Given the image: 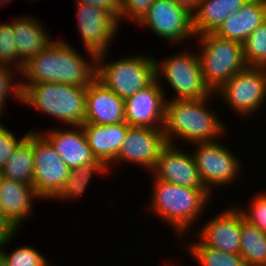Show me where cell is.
<instances>
[{
  "label": "cell",
  "instance_id": "f546056e",
  "mask_svg": "<svg viewBox=\"0 0 266 266\" xmlns=\"http://www.w3.org/2000/svg\"><path fill=\"white\" fill-rule=\"evenodd\" d=\"M0 65L21 71V58L18 56L10 22L0 24Z\"/></svg>",
  "mask_w": 266,
  "mask_h": 266
},
{
  "label": "cell",
  "instance_id": "5bb4252c",
  "mask_svg": "<svg viewBox=\"0 0 266 266\" xmlns=\"http://www.w3.org/2000/svg\"><path fill=\"white\" fill-rule=\"evenodd\" d=\"M232 205V206H231ZM192 233L203 245L221 252L239 254L241 246V211L231 204ZM197 230V231H196Z\"/></svg>",
  "mask_w": 266,
  "mask_h": 266
},
{
  "label": "cell",
  "instance_id": "5b68a950",
  "mask_svg": "<svg viewBox=\"0 0 266 266\" xmlns=\"http://www.w3.org/2000/svg\"><path fill=\"white\" fill-rule=\"evenodd\" d=\"M107 55L97 56L96 78L120 98L131 97L156 80L155 57L150 53L128 54L114 61L107 60Z\"/></svg>",
  "mask_w": 266,
  "mask_h": 266
},
{
  "label": "cell",
  "instance_id": "f35d334b",
  "mask_svg": "<svg viewBox=\"0 0 266 266\" xmlns=\"http://www.w3.org/2000/svg\"><path fill=\"white\" fill-rule=\"evenodd\" d=\"M13 0H0V5L4 7V5L6 6V4H10V2H12Z\"/></svg>",
  "mask_w": 266,
  "mask_h": 266
},
{
  "label": "cell",
  "instance_id": "ba28073f",
  "mask_svg": "<svg viewBox=\"0 0 266 266\" xmlns=\"http://www.w3.org/2000/svg\"><path fill=\"white\" fill-rule=\"evenodd\" d=\"M219 140L192 144V148H195L191 153L199 176L211 194L215 188L221 186L229 188L231 184L239 182L240 173L244 172L240 156L232 152V148L225 145V142Z\"/></svg>",
  "mask_w": 266,
  "mask_h": 266
},
{
  "label": "cell",
  "instance_id": "d590c367",
  "mask_svg": "<svg viewBox=\"0 0 266 266\" xmlns=\"http://www.w3.org/2000/svg\"><path fill=\"white\" fill-rule=\"evenodd\" d=\"M15 232L16 230L0 214V246Z\"/></svg>",
  "mask_w": 266,
  "mask_h": 266
},
{
  "label": "cell",
  "instance_id": "9a60e30c",
  "mask_svg": "<svg viewBox=\"0 0 266 266\" xmlns=\"http://www.w3.org/2000/svg\"><path fill=\"white\" fill-rule=\"evenodd\" d=\"M163 89V82L155 80L151 85L125 99L126 123L130 126L162 129L167 100Z\"/></svg>",
  "mask_w": 266,
  "mask_h": 266
},
{
  "label": "cell",
  "instance_id": "d6a6232c",
  "mask_svg": "<svg viewBox=\"0 0 266 266\" xmlns=\"http://www.w3.org/2000/svg\"><path fill=\"white\" fill-rule=\"evenodd\" d=\"M154 1L155 0H121L119 25L121 26L124 19L125 21L134 22L133 24L137 25L147 14Z\"/></svg>",
  "mask_w": 266,
  "mask_h": 266
},
{
  "label": "cell",
  "instance_id": "6da1fadb",
  "mask_svg": "<svg viewBox=\"0 0 266 266\" xmlns=\"http://www.w3.org/2000/svg\"><path fill=\"white\" fill-rule=\"evenodd\" d=\"M85 52L88 57L63 38H56L46 49L24 63L20 76L24 79L21 81L22 90L28 84L40 82L88 87L96 78L97 56L88 50Z\"/></svg>",
  "mask_w": 266,
  "mask_h": 266
},
{
  "label": "cell",
  "instance_id": "8fae6325",
  "mask_svg": "<svg viewBox=\"0 0 266 266\" xmlns=\"http://www.w3.org/2000/svg\"><path fill=\"white\" fill-rule=\"evenodd\" d=\"M32 150L33 187L40 199H53L63 187L70 169L40 132L32 131Z\"/></svg>",
  "mask_w": 266,
  "mask_h": 266
},
{
  "label": "cell",
  "instance_id": "7a4b0ae2",
  "mask_svg": "<svg viewBox=\"0 0 266 266\" xmlns=\"http://www.w3.org/2000/svg\"><path fill=\"white\" fill-rule=\"evenodd\" d=\"M214 97L215 93L204 99H167L162 127L166 142L179 145L183 141L191 145L223 139L227 126L209 109V101Z\"/></svg>",
  "mask_w": 266,
  "mask_h": 266
},
{
  "label": "cell",
  "instance_id": "60d3db41",
  "mask_svg": "<svg viewBox=\"0 0 266 266\" xmlns=\"http://www.w3.org/2000/svg\"><path fill=\"white\" fill-rule=\"evenodd\" d=\"M2 179H3V175H2V173H1V169H0V185H1V181H2Z\"/></svg>",
  "mask_w": 266,
  "mask_h": 266
},
{
  "label": "cell",
  "instance_id": "4316f807",
  "mask_svg": "<svg viewBox=\"0 0 266 266\" xmlns=\"http://www.w3.org/2000/svg\"><path fill=\"white\" fill-rule=\"evenodd\" d=\"M186 243L185 251L197 266H246L240 254L226 253L203 245L197 238ZM196 239V240H195Z\"/></svg>",
  "mask_w": 266,
  "mask_h": 266
},
{
  "label": "cell",
  "instance_id": "1f68e13d",
  "mask_svg": "<svg viewBox=\"0 0 266 266\" xmlns=\"http://www.w3.org/2000/svg\"><path fill=\"white\" fill-rule=\"evenodd\" d=\"M250 199L249 207L247 208L241 207L239 204L235 205H238L237 207L245 220L266 232V189L263 192H258Z\"/></svg>",
  "mask_w": 266,
  "mask_h": 266
},
{
  "label": "cell",
  "instance_id": "9c48e42d",
  "mask_svg": "<svg viewBox=\"0 0 266 266\" xmlns=\"http://www.w3.org/2000/svg\"><path fill=\"white\" fill-rule=\"evenodd\" d=\"M214 93L239 116L258 114L266 103V68L246 67Z\"/></svg>",
  "mask_w": 266,
  "mask_h": 266
},
{
  "label": "cell",
  "instance_id": "484cf974",
  "mask_svg": "<svg viewBox=\"0 0 266 266\" xmlns=\"http://www.w3.org/2000/svg\"><path fill=\"white\" fill-rule=\"evenodd\" d=\"M239 254L246 266H266V232L245 220L242 213Z\"/></svg>",
  "mask_w": 266,
  "mask_h": 266
},
{
  "label": "cell",
  "instance_id": "2e32d148",
  "mask_svg": "<svg viewBox=\"0 0 266 266\" xmlns=\"http://www.w3.org/2000/svg\"><path fill=\"white\" fill-rule=\"evenodd\" d=\"M183 149V150H182ZM156 179L189 188H206L199 176L194 157L184 147L167 143L150 172Z\"/></svg>",
  "mask_w": 266,
  "mask_h": 266
},
{
  "label": "cell",
  "instance_id": "7402d4cb",
  "mask_svg": "<svg viewBox=\"0 0 266 266\" xmlns=\"http://www.w3.org/2000/svg\"><path fill=\"white\" fill-rule=\"evenodd\" d=\"M266 20V0H248L230 14L214 32L217 36L243 43Z\"/></svg>",
  "mask_w": 266,
  "mask_h": 266
},
{
  "label": "cell",
  "instance_id": "74e56055",
  "mask_svg": "<svg viewBox=\"0 0 266 266\" xmlns=\"http://www.w3.org/2000/svg\"><path fill=\"white\" fill-rule=\"evenodd\" d=\"M0 266H9L1 253H0Z\"/></svg>",
  "mask_w": 266,
  "mask_h": 266
},
{
  "label": "cell",
  "instance_id": "f1b7e54d",
  "mask_svg": "<svg viewBox=\"0 0 266 266\" xmlns=\"http://www.w3.org/2000/svg\"><path fill=\"white\" fill-rule=\"evenodd\" d=\"M247 67L266 68V20L242 43Z\"/></svg>",
  "mask_w": 266,
  "mask_h": 266
},
{
  "label": "cell",
  "instance_id": "8d00e7d4",
  "mask_svg": "<svg viewBox=\"0 0 266 266\" xmlns=\"http://www.w3.org/2000/svg\"><path fill=\"white\" fill-rule=\"evenodd\" d=\"M172 1L175 2L176 4L184 6L190 12L193 13L196 10V8L198 7L199 2L201 0H172Z\"/></svg>",
  "mask_w": 266,
  "mask_h": 266
},
{
  "label": "cell",
  "instance_id": "836d02e7",
  "mask_svg": "<svg viewBox=\"0 0 266 266\" xmlns=\"http://www.w3.org/2000/svg\"><path fill=\"white\" fill-rule=\"evenodd\" d=\"M31 129L22 137H16L14 131H11L7 126L0 123V169H2L14 152L16 147L27 137Z\"/></svg>",
  "mask_w": 266,
  "mask_h": 266
},
{
  "label": "cell",
  "instance_id": "e0dca14e",
  "mask_svg": "<svg viewBox=\"0 0 266 266\" xmlns=\"http://www.w3.org/2000/svg\"><path fill=\"white\" fill-rule=\"evenodd\" d=\"M68 127L70 128L62 127L52 130L50 128L45 132L35 130L34 127L31 131L40 132L55 148V151L70 170L95 163L97 159L89 147L82 125Z\"/></svg>",
  "mask_w": 266,
  "mask_h": 266
},
{
  "label": "cell",
  "instance_id": "d4e9b609",
  "mask_svg": "<svg viewBox=\"0 0 266 266\" xmlns=\"http://www.w3.org/2000/svg\"><path fill=\"white\" fill-rule=\"evenodd\" d=\"M3 177L33 185L34 155L32 150V131L19 144L1 169Z\"/></svg>",
  "mask_w": 266,
  "mask_h": 266
},
{
  "label": "cell",
  "instance_id": "e575fe53",
  "mask_svg": "<svg viewBox=\"0 0 266 266\" xmlns=\"http://www.w3.org/2000/svg\"><path fill=\"white\" fill-rule=\"evenodd\" d=\"M75 3H87L89 5L105 9L119 21L121 12V0H76Z\"/></svg>",
  "mask_w": 266,
  "mask_h": 266
},
{
  "label": "cell",
  "instance_id": "8992f818",
  "mask_svg": "<svg viewBox=\"0 0 266 266\" xmlns=\"http://www.w3.org/2000/svg\"><path fill=\"white\" fill-rule=\"evenodd\" d=\"M195 40L204 81L213 93L247 67L242 43L215 33L200 34Z\"/></svg>",
  "mask_w": 266,
  "mask_h": 266
},
{
  "label": "cell",
  "instance_id": "603a6c76",
  "mask_svg": "<svg viewBox=\"0 0 266 266\" xmlns=\"http://www.w3.org/2000/svg\"><path fill=\"white\" fill-rule=\"evenodd\" d=\"M248 0H201L192 13L195 36L214 33L230 15L237 13Z\"/></svg>",
  "mask_w": 266,
  "mask_h": 266
},
{
  "label": "cell",
  "instance_id": "4dcf8cb0",
  "mask_svg": "<svg viewBox=\"0 0 266 266\" xmlns=\"http://www.w3.org/2000/svg\"><path fill=\"white\" fill-rule=\"evenodd\" d=\"M18 75L21 76V71L12 67L0 65V107L4 111L7 108L5 105L7 103L6 101H8L7 99L11 96L15 101L20 104L22 103V84L19 81L16 82V77Z\"/></svg>",
  "mask_w": 266,
  "mask_h": 266
},
{
  "label": "cell",
  "instance_id": "4fadbf2b",
  "mask_svg": "<svg viewBox=\"0 0 266 266\" xmlns=\"http://www.w3.org/2000/svg\"><path fill=\"white\" fill-rule=\"evenodd\" d=\"M76 17L84 50L96 56L108 53L116 34L119 21L108 11L87 3H76ZM111 43V45H110Z\"/></svg>",
  "mask_w": 266,
  "mask_h": 266
},
{
  "label": "cell",
  "instance_id": "cb8c5ba5",
  "mask_svg": "<svg viewBox=\"0 0 266 266\" xmlns=\"http://www.w3.org/2000/svg\"><path fill=\"white\" fill-rule=\"evenodd\" d=\"M111 175L108 166L97 160L95 163L82 165L78 168L69 170V174L64 181L63 187L60 192L51 200L53 201H74L75 199L83 196L87 187L89 186L91 179L94 175Z\"/></svg>",
  "mask_w": 266,
  "mask_h": 266
},
{
  "label": "cell",
  "instance_id": "ab89813d",
  "mask_svg": "<svg viewBox=\"0 0 266 266\" xmlns=\"http://www.w3.org/2000/svg\"><path fill=\"white\" fill-rule=\"evenodd\" d=\"M3 113H4V110L0 107V116H1V117H2V115L4 116ZM1 117H0V118H1ZM0 123H1V121H0Z\"/></svg>",
  "mask_w": 266,
  "mask_h": 266
},
{
  "label": "cell",
  "instance_id": "ffe728a7",
  "mask_svg": "<svg viewBox=\"0 0 266 266\" xmlns=\"http://www.w3.org/2000/svg\"><path fill=\"white\" fill-rule=\"evenodd\" d=\"M13 20V21H12ZM11 20L12 31L21 58V71L24 63L36 56L41 50L46 49L56 39L48 33L45 23L35 16H21ZM50 35V36H49Z\"/></svg>",
  "mask_w": 266,
  "mask_h": 266
},
{
  "label": "cell",
  "instance_id": "277c9868",
  "mask_svg": "<svg viewBox=\"0 0 266 266\" xmlns=\"http://www.w3.org/2000/svg\"><path fill=\"white\" fill-rule=\"evenodd\" d=\"M87 87L56 82L28 84L22 91V104L68 126L85 123Z\"/></svg>",
  "mask_w": 266,
  "mask_h": 266
},
{
  "label": "cell",
  "instance_id": "ac0fdd59",
  "mask_svg": "<svg viewBox=\"0 0 266 266\" xmlns=\"http://www.w3.org/2000/svg\"><path fill=\"white\" fill-rule=\"evenodd\" d=\"M35 200L42 199L33 185L3 177L0 185V214L16 231L32 217Z\"/></svg>",
  "mask_w": 266,
  "mask_h": 266
},
{
  "label": "cell",
  "instance_id": "30bf717a",
  "mask_svg": "<svg viewBox=\"0 0 266 266\" xmlns=\"http://www.w3.org/2000/svg\"><path fill=\"white\" fill-rule=\"evenodd\" d=\"M137 25L150 29L170 45L181 46L186 40L196 38L192 12L172 0H155Z\"/></svg>",
  "mask_w": 266,
  "mask_h": 266
},
{
  "label": "cell",
  "instance_id": "52a82bcc",
  "mask_svg": "<svg viewBox=\"0 0 266 266\" xmlns=\"http://www.w3.org/2000/svg\"><path fill=\"white\" fill-rule=\"evenodd\" d=\"M180 52L165 56L163 61L154 58L156 80L161 83L164 78L176 93L169 100L204 99L211 96L213 92L204 81L198 54L187 48Z\"/></svg>",
  "mask_w": 266,
  "mask_h": 266
},
{
  "label": "cell",
  "instance_id": "d6986e66",
  "mask_svg": "<svg viewBox=\"0 0 266 266\" xmlns=\"http://www.w3.org/2000/svg\"><path fill=\"white\" fill-rule=\"evenodd\" d=\"M122 122H126L124 99L95 78L87 87L85 123L105 125Z\"/></svg>",
  "mask_w": 266,
  "mask_h": 266
},
{
  "label": "cell",
  "instance_id": "3957f363",
  "mask_svg": "<svg viewBox=\"0 0 266 266\" xmlns=\"http://www.w3.org/2000/svg\"><path fill=\"white\" fill-rule=\"evenodd\" d=\"M152 177V195L146 208L150 214L171 226L174 233L178 234V239H183L187 233L194 230L191 229L193 226L197 227V221L200 222L201 216L205 215L204 210L208 208L209 202H212L210 200L213 195L206 188L178 186L158 180L153 175Z\"/></svg>",
  "mask_w": 266,
  "mask_h": 266
},
{
  "label": "cell",
  "instance_id": "83f0119b",
  "mask_svg": "<svg viewBox=\"0 0 266 266\" xmlns=\"http://www.w3.org/2000/svg\"><path fill=\"white\" fill-rule=\"evenodd\" d=\"M18 232L19 231H16L0 246V253L9 266H53V263L47 261V257L45 258V256L33 246H27L25 244L13 249L10 253L7 252L4 247L7 248V245L15 239L13 237H15Z\"/></svg>",
  "mask_w": 266,
  "mask_h": 266
},
{
  "label": "cell",
  "instance_id": "7c38bea8",
  "mask_svg": "<svg viewBox=\"0 0 266 266\" xmlns=\"http://www.w3.org/2000/svg\"><path fill=\"white\" fill-rule=\"evenodd\" d=\"M166 144L162 129L129 126L116 159L108 166L109 172L115 164L124 165L126 162L128 165H138L150 173L156 166L161 149Z\"/></svg>",
  "mask_w": 266,
  "mask_h": 266
},
{
  "label": "cell",
  "instance_id": "44dd1931",
  "mask_svg": "<svg viewBox=\"0 0 266 266\" xmlns=\"http://www.w3.org/2000/svg\"><path fill=\"white\" fill-rule=\"evenodd\" d=\"M129 126L126 122L105 125L84 123L82 128L93 155L109 166L116 159Z\"/></svg>",
  "mask_w": 266,
  "mask_h": 266
}]
</instances>
